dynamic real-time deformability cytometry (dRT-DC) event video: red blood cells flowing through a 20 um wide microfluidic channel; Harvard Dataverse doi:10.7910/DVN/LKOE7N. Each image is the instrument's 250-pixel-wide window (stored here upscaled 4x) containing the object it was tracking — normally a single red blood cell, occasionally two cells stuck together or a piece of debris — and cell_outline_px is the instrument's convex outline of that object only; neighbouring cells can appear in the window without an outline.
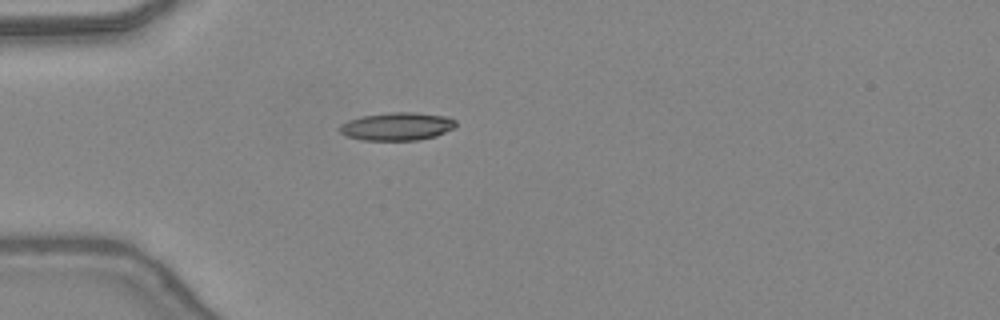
{"species": "common noctule bat (a hibernating species)", "species_latin": "Nyctalus noctula", "temperature_condition": "warm", "stored_images_in_passage": 25, "camera_frame_rate_fps": 3000, "um_per_image_px": 0.085, "animal": {"sex": "female", "body_mass_g": 24.6, "forearm_length_mm": 56.2}, "frame": {"image": 1, "passage_image": 1, "time_ms": 0.0, "image_size_px": [1000, 320], "cell_outline_px": [[456, 128], [436, 136], [420, 140], [360, 140], [344, 136], [336, 128], [340, 124], [348, 120], [360, 116], [392, 112], [416, 112], [448, 116], [456, 120]], "centroid_in_image_um": [33.74, 10.74], "position_along_channel_um": 51.3, "area_um2": 19.42}}
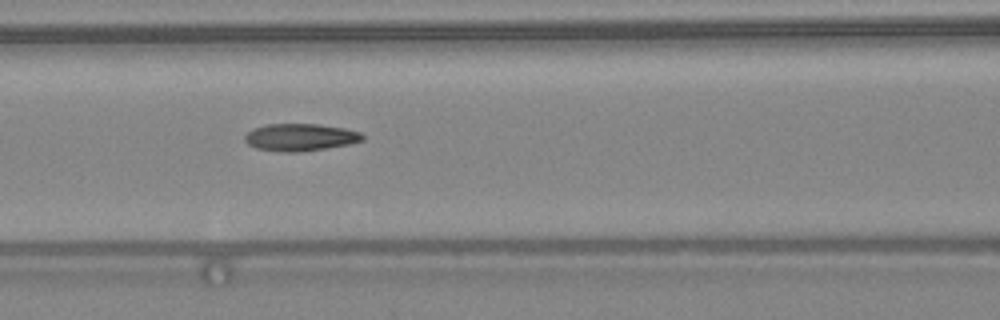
{"frame": {"image": 2, "passage_image": 8, "time_ms": 2.333, "image_size_px": [1000, 320], "cell_outline_px": [[364, 140], [348, 144], [324, 148], [296, 152], [284, 152], [256, 148], [248, 144], [244, 140], [244, 136], [252, 128], [268, 124], [320, 124], [344, 128], [360, 132], [364, 136]], "centroid_in_image_um": [25.5, 11.66], "position_along_channel_um": 141.1, "area_um2": 18.61}}
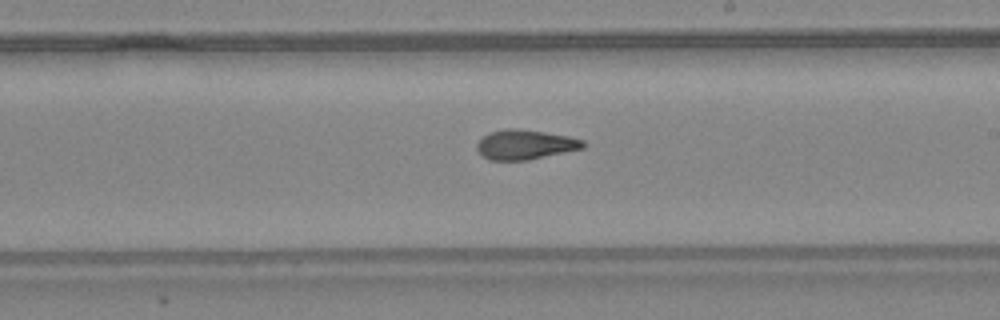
{"frame": {"image": 3, "passage_image": 15, "time_ms": 4.667, "image_size_px": [1000, 320], "cell_outline_px": [[584, 148], [528, 160], [488, 160], [476, 148], [476, 144], [484, 136], [492, 132], [508, 128], [516, 128], [544, 132], [568, 136], [584, 140]], "centroid_in_image_um": [44.64, 12.29], "position_along_channel_um": 244.4, "area_um2": 18.15}, "authors_computed_cell_mechanics": {"area_um2": 18.5538, "velocity_mm_per_s": 4.4287, "shape_relaxation_time_tau1_ms": null, "shape_relaxation_time_tau2_ms": 2.444, "deformation_change_tau1": null, "deformation_change_tau2": 0.098}}